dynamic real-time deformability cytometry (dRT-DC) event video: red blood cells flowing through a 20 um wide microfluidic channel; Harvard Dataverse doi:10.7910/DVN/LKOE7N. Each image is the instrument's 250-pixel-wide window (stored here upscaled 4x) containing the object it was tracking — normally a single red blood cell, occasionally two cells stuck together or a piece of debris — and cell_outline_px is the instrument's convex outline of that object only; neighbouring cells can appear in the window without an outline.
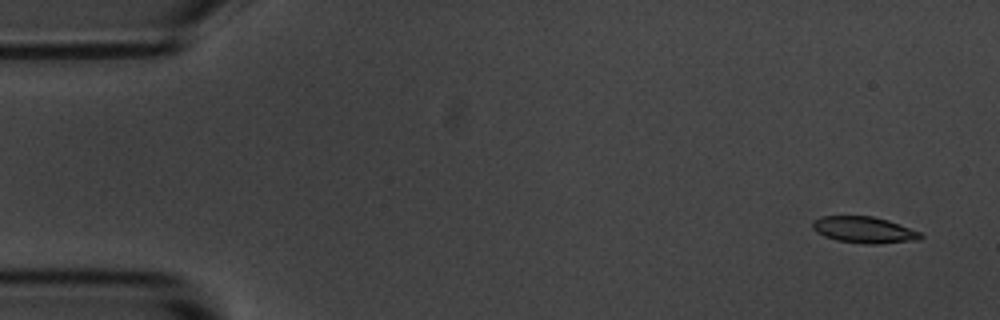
{"species": "common noctule bat (a hibernating species)", "species_latin": "Nyctalus noctula", "temperature_condition": "room temperature", "stored_images_in_passage": 5, "camera_frame_rate_fps": 3000, "um_per_image_px": 0.085, "animal": {"sex": "male", "body_mass_g": 20.1, "forearm_length_mm": 53.5}, "frame": {"image": 1, "passage_image": 1, "time_ms": 0.0, "image_size_px": [1000, 320], "cell_outline_px": [[924, 236], [920, 240], [880, 244], [868, 244], [836, 240], [824, 236], [816, 232], [812, 228], [812, 220], [820, 216], [872, 216], [888, 220], [920, 232]], "centroid_in_image_um": [73.44, 19.54], "position_along_channel_um": 11.6, "area_um2": 16.76}}